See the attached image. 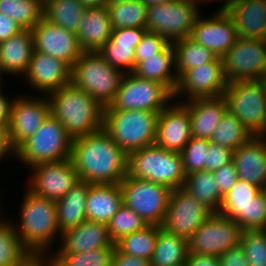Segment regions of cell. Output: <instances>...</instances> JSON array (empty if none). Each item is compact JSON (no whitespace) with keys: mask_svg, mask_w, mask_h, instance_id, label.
Listing matches in <instances>:
<instances>
[{"mask_svg":"<svg viewBox=\"0 0 266 266\" xmlns=\"http://www.w3.org/2000/svg\"><path fill=\"white\" fill-rule=\"evenodd\" d=\"M22 77L32 89L39 91L38 95H47L71 83V67L61 59L34 51Z\"/></svg>","mask_w":266,"mask_h":266,"instance_id":"ffe728a7","label":"cell"},{"mask_svg":"<svg viewBox=\"0 0 266 266\" xmlns=\"http://www.w3.org/2000/svg\"><path fill=\"white\" fill-rule=\"evenodd\" d=\"M185 266H221L219 257L203 254H188Z\"/></svg>","mask_w":266,"mask_h":266,"instance_id":"db71d44e","label":"cell"},{"mask_svg":"<svg viewBox=\"0 0 266 266\" xmlns=\"http://www.w3.org/2000/svg\"><path fill=\"white\" fill-rule=\"evenodd\" d=\"M196 1V3L199 5L200 3L202 4V2H203V4L206 2L207 3V1L208 2H212V1H219V2H221L223 5L221 6V7H218V9H217V11H226L227 9H228V7L235 1V0H195Z\"/></svg>","mask_w":266,"mask_h":266,"instance_id":"680465c9","label":"cell"},{"mask_svg":"<svg viewBox=\"0 0 266 266\" xmlns=\"http://www.w3.org/2000/svg\"><path fill=\"white\" fill-rule=\"evenodd\" d=\"M27 266H46V258H35Z\"/></svg>","mask_w":266,"mask_h":266,"instance_id":"94428289","label":"cell"},{"mask_svg":"<svg viewBox=\"0 0 266 266\" xmlns=\"http://www.w3.org/2000/svg\"><path fill=\"white\" fill-rule=\"evenodd\" d=\"M85 8L79 0H43V18L77 33Z\"/></svg>","mask_w":266,"mask_h":266,"instance_id":"d590c367","label":"cell"},{"mask_svg":"<svg viewBox=\"0 0 266 266\" xmlns=\"http://www.w3.org/2000/svg\"><path fill=\"white\" fill-rule=\"evenodd\" d=\"M228 83L264 80L266 76L265 40L238 37L237 42L222 57Z\"/></svg>","mask_w":266,"mask_h":266,"instance_id":"4fadbf2b","label":"cell"},{"mask_svg":"<svg viewBox=\"0 0 266 266\" xmlns=\"http://www.w3.org/2000/svg\"><path fill=\"white\" fill-rule=\"evenodd\" d=\"M70 160L79 180L90 184H120L127 175L128 155L103 129L74 138Z\"/></svg>","mask_w":266,"mask_h":266,"instance_id":"6da1fadb","label":"cell"},{"mask_svg":"<svg viewBox=\"0 0 266 266\" xmlns=\"http://www.w3.org/2000/svg\"><path fill=\"white\" fill-rule=\"evenodd\" d=\"M240 38L265 40L266 0H235L226 10Z\"/></svg>","mask_w":266,"mask_h":266,"instance_id":"484cf974","label":"cell"},{"mask_svg":"<svg viewBox=\"0 0 266 266\" xmlns=\"http://www.w3.org/2000/svg\"><path fill=\"white\" fill-rule=\"evenodd\" d=\"M174 101V94L163 84L139 78L134 73L122 77L113 101L104 109L143 110L160 113Z\"/></svg>","mask_w":266,"mask_h":266,"instance_id":"9c48e42d","label":"cell"},{"mask_svg":"<svg viewBox=\"0 0 266 266\" xmlns=\"http://www.w3.org/2000/svg\"><path fill=\"white\" fill-rule=\"evenodd\" d=\"M106 7L113 29L130 27L146 28L148 6L141 0L107 3Z\"/></svg>","mask_w":266,"mask_h":266,"instance_id":"f35d334b","label":"cell"},{"mask_svg":"<svg viewBox=\"0 0 266 266\" xmlns=\"http://www.w3.org/2000/svg\"><path fill=\"white\" fill-rule=\"evenodd\" d=\"M212 213L183 188L173 189L161 227L188 240Z\"/></svg>","mask_w":266,"mask_h":266,"instance_id":"5bb4252c","label":"cell"},{"mask_svg":"<svg viewBox=\"0 0 266 266\" xmlns=\"http://www.w3.org/2000/svg\"><path fill=\"white\" fill-rule=\"evenodd\" d=\"M266 229V189L246 206V230Z\"/></svg>","mask_w":266,"mask_h":266,"instance_id":"bcb514c9","label":"cell"},{"mask_svg":"<svg viewBox=\"0 0 266 266\" xmlns=\"http://www.w3.org/2000/svg\"><path fill=\"white\" fill-rule=\"evenodd\" d=\"M73 139L51 114L39 129L16 150L15 159L28 168L44 163L70 158Z\"/></svg>","mask_w":266,"mask_h":266,"instance_id":"52a82bcc","label":"cell"},{"mask_svg":"<svg viewBox=\"0 0 266 266\" xmlns=\"http://www.w3.org/2000/svg\"><path fill=\"white\" fill-rule=\"evenodd\" d=\"M159 226L147 225L143 229L128 234L115 243L124 254L151 260L156 247Z\"/></svg>","mask_w":266,"mask_h":266,"instance_id":"74e56055","label":"cell"},{"mask_svg":"<svg viewBox=\"0 0 266 266\" xmlns=\"http://www.w3.org/2000/svg\"><path fill=\"white\" fill-rule=\"evenodd\" d=\"M113 31L106 6L85 8L77 30L83 52H97L111 37Z\"/></svg>","mask_w":266,"mask_h":266,"instance_id":"4316f807","label":"cell"},{"mask_svg":"<svg viewBox=\"0 0 266 266\" xmlns=\"http://www.w3.org/2000/svg\"><path fill=\"white\" fill-rule=\"evenodd\" d=\"M242 232L235 220L212 213L188 239V254L220 257L240 245Z\"/></svg>","mask_w":266,"mask_h":266,"instance_id":"7c38bea8","label":"cell"},{"mask_svg":"<svg viewBox=\"0 0 266 266\" xmlns=\"http://www.w3.org/2000/svg\"><path fill=\"white\" fill-rule=\"evenodd\" d=\"M213 175L215 177L217 187L223 196L229 192V190L238 180L236 167L233 161L215 170Z\"/></svg>","mask_w":266,"mask_h":266,"instance_id":"681fc988","label":"cell"},{"mask_svg":"<svg viewBox=\"0 0 266 266\" xmlns=\"http://www.w3.org/2000/svg\"><path fill=\"white\" fill-rule=\"evenodd\" d=\"M127 175L163 184L171 190L183 188L186 179L181 153L156 144L128 154Z\"/></svg>","mask_w":266,"mask_h":266,"instance_id":"5b68a950","label":"cell"},{"mask_svg":"<svg viewBox=\"0 0 266 266\" xmlns=\"http://www.w3.org/2000/svg\"><path fill=\"white\" fill-rule=\"evenodd\" d=\"M201 12L195 0L148 5L146 29L166 38L170 43L190 37Z\"/></svg>","mask_w":266,"mask_h":266,"instance_id":"30bf717a","label":"cell"},{"mask_svg":"<svg viewBox=\"0 0 266 266\" xmlns=\"http://www.w3.org/2000/svg\"><path fill=\"white\" fill-rule=\"evenodd\" d=\"M169 44L170 42L159 34L146 31L135 49V66L145 60V57L155 56L163 51Z\"/></svg>","mask_w":266,"mask_h":266,"instance_id":"7dc6e473","label":"cell"},{"mask_svg":"<svg viewBox=\"0 0 266 266\" xmlns=\"http://www.w3.org/2000/svg\"><path fill=\"white\" fill-rule=\"evenodd\" d=\"M124 73L109 65L98 52H83L71 67V83L103 107L113 101Z\"/></svg>","mask_w":266,"mask_h":266,"instance_id":"8992f818","label":"cell"},{"mask_svg":"<svg viewBox=\"0 0 266 266\" xmlns=\"http://www.w3.org/2000/svg\"><path fill=\"white\" fill-rule=\"evenodd\" d=\"M46 96L50 114L72 139L102 129L104 107L84 90L69 83Z\"/></svg>","mask_w":266,"mask_h":266,"instance_id":"3957f363","label":"cell"},{"mask_svg":"<svg viewBox=\"0 0 266 266\" xmlns=\"http://www.w3.org/2000/svg\"><path fill=\"white\" fill-rule=\"evenodd\" d=\"M29 95L13 98L8 133L15 150L39 129L50 114V104L46 95Z\"/></svg>","mask_w":266,"mask_h":266,"instance_id":"e0dca14e","label":"cell"},{"mask_svg":"<svg viewBox=\"0 0 266 266\" xmlns=\"http://www.w3.org/2000/svg\"><path fill=\"white\" fill-rule=\"evenodd\" d=\"M46 266H52L47 259H46Z\"/></svg>","mask_w":266,"mask_h":266,"instance_id":"003e7915","label":"cell"},{"mask_svg":"<svg viewBox=\"0 0 266 266\" xmlns=\"http://www.w3.org/2000/svg\"><path fill=\"white\" fill-rule=\"evenodd\" d=\"M221 266H249L241 246L228 249L220 257Z\"/></svg>","mask_w":266,"mask_h":266,"instance_id":"f907efd6","label":"cell"},{"mask_svg":"<svg viewBox=\"0 0 266 266\" xmlns=\"http://www.w3.org/2000/svg\"><path fill=\"white\" fill-rule=\"evenodd\" d=\"M191 138L187 107L182 102L172 101L158 114L155 144L165 150L181 153Z\"/></svg>","mask_w":266,"mask_h":266,"instance_id":"44dd1931","label":"cell"},{"mask_svg":"<svg viewBox=\"0 0 266 266\" xmlns=\"http://www.w3.org/2000/svg\"><path fill=\"white\" fill-rule=\"evenodd\" d=\"M227 109L240 119L252 136H259L266 122V84L264 80L234 81L223 94Z\"/></svg>","mask_w":266,"mask_h":266,"instance_id":"ba28073f","label":"cell"},{"mask_svg":"<svg viewBox=\"0 0 266 266\" xmlns=\"http://www.w3.org/2000/svg\"><path fill=\"white\" fill-rule=\"evenodd\" d=\"M132 73L139 78L157 81L174 94L178 85V75L175 69L173 43L155 56L145 57V60L135 66Z\"/></svg>","mask_w":266,"mask_h":266,"instance_id":"f546056e","label":"cell"},{"mask_svg":"<svg viewBox=\"0 0 266 266\" xmlns=\"http://www.w3.org/2000/svg\"><path fill=\"white\" fill-rule=\"evenodd\" d=\"M14 0H0V12L13 19Z\"/></svg>","mask_w":266,"mask_h":266,"instance_id":"6f0895ef","label":"cell"},{"mask_svg":"<svg viewBox=\"0 0 266 266\" xmlns=\"http://www.w3.org/2000/svg\"><path fill=\"white\" fill-rule=\"evenodd\" d=\"M158 112L104 109L102 129L127 155L155 144Z\"/></svg>","mask_w":266,"mask_h":266,"instance_id":"277c9868","label":"cell"},{"mask_svg":"<svg viewBox=\"0 0 266 266\" xmlns=\"http://www.w3.org/2000/svg\"><path fill=\"white\" fill-rule=\"evenodd\" d=\"M207 18L199 15L190 38L223 57L237 42L238 35L232 17L226 11H214Z\"/></svg>","mask_w":266,"mask_h":266,"instance_id":"d6986e66","label":"cell"},{"mask_svg":"<svg viewBox=\"0 0 266 266\" xmlns=\"http://www.w3.org/2000/svg\"><path fill=\"white\" fill-rule=\"evenodd\" d=\"M59 247L52 254H76L98 248L115 247L107 224L86 220L61 234Z\"/></svg>","mask_w":266,"mask_h":266,"instance_id":"7402d4cb","label":"cell"},{"mask_svg":"<svg viewBox=\"0 0 266 266\" xmlns=\"http://www.w3.org/2000/svg\"><path fill=\"white\" fill-rule=\"evenodd\" d=\"M259 137L263 138L266 140V122H265V125H264V130L263 132L259 135Z\"/></svg>","mask_w":266,"mask_h":266,"instance_id":"e7e4bbea","label":"cell"},{"mask_svg":"<svg viewBox=\"0 0 266 266\" xmlns=\"http://www.w3.org/2000/svg\"><path fill=\"white\" fill-rule=\"evenodd\" d=\"M251 137L253 136L243 126L240 119L227 109L214 130L210 141L235 151Z\"/></svg>","mask_w":266,"mask_h":266,"instance_id":"ab89813d","label":"cell"},{"mask_svg":"<svg viewBox=\"0 0 266 266\" xmlns=\"http://www.w3.org/2000/svg\"><path fill=\"white\" fill-rule=\"evenodd\" d=\"M2 90L0 87V127L8 128L13 98L9 99Z\"/></svg>","mask_w":266,"mask_h":266,"instance_id":"11a10c76","label":"cell"},{"mask_svg":"<svg viewBox=\"0 0 266 266\" xmlns=\"http://www.w3.org/2000/svg\"><path fill=\"white\" fill-rule=\"evenodd\" d=\"M183 189L213 213L219 212L224 196L217 187L213 172L201 170L186 175Z\"/></svg>","mask_w":266,"mask_h":266,"instance_id":"e575fe53","label":"cell"},{"mask_svg":"<svg viewBox=\"0 0 266 266\" xmlns=\"http://www.w3.org/2000/svg\"><path fill=\"white\" fill-rule=\"evenodd\" d=\"M10 155L15 157V149L11 145L8 128L0 127V162Z\"/></svg>","mask_w":266,"mask_h":266,"instance_id":"9f6ffc18","label":"cell"},{"mask_svg":"<svg viewBox=\"0 0 266 266\" xmlns=\"http://www.w3.org/2000/svg\"><path fill=\"white\" fill-rule=\"evenodd\" d=\"M233 150L210 141L207 154V171L214 172L223 165L232 162Z\"/></svg>","mask_w":266,"mask_h":266,"instance_id":"c3c4849f","label":"cell"},{"mask_svg":"<svg viewBox=\"0 0 266 266\" xmlns=\"http://www.w3.org/2000/svg\"><path fill=\"white\" fill-rule=\"evenodd\" d=\"M181 102L190 115L191 136L210 140L227 110L224 96L196 98Z\"/></svg>","mask_w":266,"mask_h":266,"instance_id":"d4e9b609","label":"cell"},{"mask_svg":"<svg viewBox=\"0 0 266 266\" xmlns=\"http://www.w3.org/2000/svg\"><path fill=\"white\" fill-rule=\"evenodd\" d=\"M261 191L257 185L238 179L223 197L218 213L235 220L243 231L246 230V206Z\"/></svg>","mask_w":266,"mask_h":266,"instance_id":"1f68e13d","label":"cell"},{"mask_svg":"<svg viewBox=\"0 0 266 266\" xmlns=\"http://www.w3.org/2000/svg\"><path fill=\"white\" fill-rule=\"evenodd\" d=\"M31 178L26 189L36 196L58 201L79 181L76 169L69 159L44 162L29 168Z\"/></svg>","mask_w":266,"mask_h":266,"instance_id":"9a60e30c","label":"cell"},{"mask_svg":"<svg viewBox=\"0 0 266 266\" xmlns=\"http://www.w3.org/2000/svg\"><path fill=\"white\" fill-rule=\"evenodd\" d=\"M233 163L238 179L266 189V140L251 137L245 144L233 152Z\"/></svg>","mask_w":266,"mask_h":266,"instance_id":"cb8c5ba5","label":"cell"},{"mask_svg":"<svg viewBox=\"0 0 266 266\" xmlns=\"http://www.w3.org/2000/svg\"><path fill=\"white\" fill-rule=\"evenodd\" d=\"M173 48L175 52V69L178 79L187 70L215 61L218 58L215 53L195 42L190 37L174 41Z\"/></svg>","mask_w":266,"mask_h":266,"instance_id":"8d00e7d4","label":"cell"},{"mask_svg":"<svg viewBox=\"0 0 266 266\" xmlns=\"http://www.w3.org/2000/svg\"><path fill=\"white\" fill-rule=\"evenodd\" d=\"M227 84L223 59L218 57L215 61L187 70L178 79L174 100L180 101L179 99L180 97L183 98V95L186 98H183L185 101L196 98L219 97L224 94Z\"/></svg>","mask_w":266,"mask_h":266,"instance_id":"2e32d148","label":"cell"},{"mask_svg":"<svg viewBox=\"0 0 266 266\" xmlns=\"http://www.w3.org/2000/svg\"><path fill=\"white\" fill-rule=\"evenodd\" d=\"M188 257V240L159 226L158 238L151 266H181Z\"/></svg>","mask_w":266,"mask_h":266,"instance_id":"d6a6232c","label":"cell"},{"mask_svg":"<svg viewBox=\"0 0 266 266\" xmlns=\"http://www.w3.org/2000/svg\"><path fill=\"white\" fill-rule=\"evenodd\" d=\"M114 249L115 247L76 254H49L46 259L52 266H111Z\"/></svg>","mask_w":266,"mask_h":266,"instance_id":"60d3db41","label":"cell"},{"mask_svg":"<svg viewBox=\"0 0 266 266\" xmlns=\"http://www.w3.org/2000/svg\"><path fill=\"white\" fill-rule=\"evenodd\" d=\"M30 31L34 51L61 59L70 67L83 53L76 33L51 24L45 18H42Z\"/></svg>","mask_w":266,"mask_h":266,"instance_id":"ac0fdd59","label":"cell"},{"mask_svg":"<svg viewBox=\"0 0 266 266\" xmlns=\"http://www.w3.org/2000/svg\"><path fill=\"white\" fill-rule=\"evenodd\" d=\"M22 30L16 21L0 12V42L5 41Z\"/></svg>","mask_w":266,"mask_h":266,"instance_id":"f5cc1de1","label":"cell"},{"mask_svg":"<svg viewBox=\"0 0 266 266\" xmlns=\"http://www.w3.org/2000/svg\"><path fill=\"white\" fill-rule=\"evenodd\" d=\"M43 18V0H14L13 20L31 30Z\"/></svg>","mask_w":266,"mask_h":266,"instance_id":"f6af8a7d","label":"cell"},{"mask_svg":"<svg viewBox=\"0 0 266 266\" xmlns=\"http://www.w3.org/2000/svg\"><path fill=\"white\" fill-rule=\"evenodd\" d=\"M240 246L249 266H266V229L244 230Z\"/></svg>","mask_w":266,"mask_h":266,"instance_id":"7bdbcfd3","label":"cell"},{"mask_svg":"<svg viewBox=\"0 0 266 266\" xmlns=\"http://www.w3.org/2000/svg\"><path fill=\"white\" fill-rule=\"evenodd\" d=\"M122 204L120 184H90L85 205L87 220L108 224Z\"/></svg>","mask_w":266,"mask_h":266,"instance_id":"f1b7e54d","label":"cell"},{"mask_svg":"<svg viewBox=\"0 0 266 266\" xmlns=\"http://www.w3.org/2000/svg\"><path fill=\"white\" fill-rule=\"evenodd\" d=\"M120 187L125 206L137 212L148 225H162L172 191L169 187L128 175Z\"/></svg>","mask_w":266,"mask_h":266,"instance_id":"8fae6325","label":"cell"},{"mask_svg":"<svg viewBox=\"0 0 266 266\" xmlns=\"http://www.w3.org/2000/svg\"><path fill=\"white\" fill-rule=\"evenodd\" d=\"M89 182L79 180L63 198L56 201L57 227L62 234L87 220L85 205Z\"/></svg>","mask_w":266,"mask_h":266,"instance_id":"4dcf8cb0","label":"cell"},{"mask_svg":"<svg viewBox=\"0 0 266 266\" xmlns=\"http://www.w3.org/2000/svg\"><path fill=\"white\" fill-rule=\"evenodd\" d=\"M34 52L31 31L23 29L0 42V70L3 75L12 74L22 77Z\"/></svg>","mask_w":266,"mask_h":266,"instance_id":"83f0119b","label":"cell"},{"mask_svg":"<svg viewBox=\"0 0 266 266\" xmlns=\"http://www.w3.org/2000/svg\"><path fill=\"white\" fill-rule=\"evenodd\" d=\"M3 74H2V72H1V70H0V87L2 86V84H3V79L4 78H2L3 76H2Z\"/></svg>","mask_w":266,"mask_h":266,"instance_id":"03108f58","label":"cell"},{"mask_svg":"<svg viewBox=\"0 0 266 266\" xmlns=\"http://www.w3.org/2000/svg\"><path fill=\"white\" fill-rule=\"evenodd\" d=\"M128 1H132V0H107V3H121V2H128Z\"/></svg>","mask_w":266,"mask_h":266,"instance_id":"be15d7a7","label":"cell"},{"mask_svg":"<svg viewBox=\"0 0 266 266\" xmlns=\"http://www.w3.org/2000/svg\"><path fill=\"white\" fill-rule=\"evenodd\" d=\"M0 215V266H27L35 257L21 243L12 222Z\"/></svg>","mask_w":266,"mask_h":266,"instance_id":"836d02e7","label":"cell"},{"mask_svg":"<svg viewBox=\"0 0 266 266\" xmlns=\"http://www.w3.org/2000/svg\"><path fill=\"white\" fill-rule=\"evenodd\" d=\"M86 8L106 6L107 0H79Z\"/></svg>","mask_w":266,"mask_h":266,"instance_id":"91938a15","label":"cell"},{"mask_svg":"<svg viewBox=\"0 0 266 266\" xmlns=\"http://www.w3.org/2000/svg\"><path fill=\"white\" fill-rule=\"evenodd\" d=\"M23 197L19 224H13L15 232L35 258H46L54 248L52 243L61 237L57 227V203L36 196L28 189L24 191Z\"/></svg>","mask_w":266,"mask_h":266,"instance_id":"7a4b0ae2","label":"cell"},{"mask_svg":"<svg viewBox=\"0 0 266 266\" xmlns=\"http://www.w3.org/2000/svg\"><path fill=\"white\" fill-rule=\"evenodd\" d=\"M210 140L192 137L181 151L185 174L207 170V152Z\"/></svg>","mask_w":266,"mask_h":266,"instance_id":"ee69618b","label":"cell"},{"mask_svg":"<svg viewBox=\"0 0 266 266\" xmlns=\"http://www.w3.org/2000/svg\"><path fill=\"white\" fill-rule=\"evenodd\" d=\"M141 1L148 6V5H152V4L176 2L179 0H141Z\"/></svg>","mask_w":266,"mask_h":266,"instance_id":"6125c7cd","label":"cell"},{"mask_svg":"<svg viewBox=\"0 0 266 266\" xmlns=\"http://www.w3.org/2000/svg\"><path fill=\"white\" fill-rule=\"evenodd\" d=\"M111 266H151V264L147 259L124 254L115 247L111 258Z\"/></svg>","mask_w":266,"mask_h":266,"instance_id":"816d5d0a","label":"cell"},{"mask_svg":"<svg viewBox=\"0 0 266 266\" xmlns=\"http://www.w3.org/2000/svg\"><path fill=\"white\" fill-rule=\"evenodd\" d=\"M146 28H115L110 39L97 51L111 66L124 74L135 69L136 46L141 41Z\"/></svg>","mask_w":266,"mask_h":266,"instance_id":"603a6c76","label":"cell"},{"mask_svg":"<svg viewBox=\"0 0 266 266\" xmlns=\"http://www.w3.org/2000/svg\"><path fill=\"white\" fill-rule=\"evenodd\" d=\"M147 225L137 212L122 204L107 224V227L109 235L115 244L121 238L141 230Z\"/></svg>","mask_w":266,"mask_h":266,"instance_id":"b9f144b4","label":"cell"}]
</instances>
